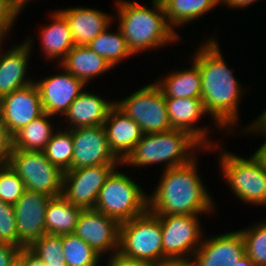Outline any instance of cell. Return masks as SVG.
Instances as JSON below:
<instances>
[{"label": "cell", "instance_id": "6da1fadb", "mask_svg": "<svg viewBox=\"0 0 266 266\" xmlns=\"http://www.w3.org/2000/svg\"><path fill=\"white\" fill-rule=\"evenodd\" d=\"M204 44L193 57V62L199 67L201 75V99L216 125L224 129L232 127L238 120L237 109L243 93L242 88L223 60L218 43L211 38Z\"/></svg>", "mask_w": 266, "mask_h": 266}, {"label": "cell", "instance_id": "7a4b0ae2", "mask_svg": "<svg viewBox=\"0 0 266 266\" xmlns=\"http://www.w3.org/2000/svg\"><path fill=\"white\" fill-rule=\"evenodd\" d=\"M196 158L190 163L164 169L159 185L148 196V210L156 216L199 215L212 211L213 202L203 185Z\"/></svg>", "mask_w": 266, "mask_h": 266}, {"label": "cell", "instance_id": "3957f363", "mask_svg": "<svg viewBox=\"0 0 266 266\" xmlns=\"http://www.w3.org/2000/svg\"><path fill=\"white\" fill-rule=\"evenodd\" d=\"M116 4L118 28L133 54L178 40L177 32L168 24L163 5L158 0H152L153 9L131 1L119 0Z\"/></svg>", "mask_w": 266, "mask_h": 266}, {"label": "cell", "instance_id": "277c9868", "mask_svg": "<svg viewBox=\"0 0 266 266\" xmlns=\"http://www.w3.org/2000/svg\"><path fill=\"white\" fill-rule=\"evenodd\" d=\"M196 147L203 148L194 137L182 130L144 134L121 164L146 166L167 162L165 169L178 167L196 158L193 153Z\"/></svg>", "mask_w": 266, "mask_h": 266}, {"label": "cell", "instance_id": "5b68a950", "mask_svg": "<svg viewBox=\"0 0 266 266\" xmlns=\"http://www.w3.org/2000/svg\"><path fill=\"white\" fill-rule=\"evenodd\" d=\"M94 210L122 223L148 210V195L132 178L114 169L100 189Z\"/></svg>", "mask_w": 266, "mask_h": 266}, {"label": "cell", "instance_id": "8992f818", "mask_svg": "<svg viewBox=\"0 0 266 266\" xmlns=\"http://www.w3.org/2000/svg\"><path fill=\"white\" fill-rule=\"evenodd\" d=\"M119 253L157 265L163 263L160 219L147 210L141 216L120 223Z\"/></svg>", "mask_w": 266, "mask_h": 266}, {"label": "cell", "instance_id": "52a82bcc", "mask_svg": "<svg viewBox=\"0 0 266 266\" xmlns=\"http://www.w3.org/2000/svg\"><path fill=\"white\" fill-rule=\"evenodd\" d=\"M25 185V189L52 198L62 196L64 172L53 165L43 151L12 149L8 163Z\"/></svg>", "mask_w": 266, "mask_h": 266}, {"label": "cell", "instance_id": "ba28073f", "mask_svg": "<svg viewBox=\"0 0 266 266\" xmlns=\"http://www.w3.org/2000/svg\"><path fill=\"white\" fill-rule=\"evenodd\" d=\"M221 172L240 200L266 205V168L252 155L245 159L230 152L220 155Z\"/></svg>", "mask_w": 266, "mask_h": 266}, {"label": "cell", "instance_id": "9c48e42d", "mask_svg": "<svg viewBox=\"0 0 266 266\" xmlns=\"http://www.w3.org/2000/svg\"><path fill=\"white\" fill-rule=\"evenodd\" d=\"M115 105L132 118L144 134L171 130L166 100L160 88L151 83L135 91Z\"/></svg>", "mask_w": 266, "mask_h": 266}, {"label": "cell", "instance_id": "30bf717a", "mask_svg": "<svg viewBox=\"0 0 266 266\" xmlns=\"http://www.w3.org/2000/svg\"><path fill=\"white\" fill-rule=\"evenodd\" d=\"M157 217L161 222L163 263L190 261L204 240L201 239L202 228L199 225L197 215H163Z\"/></svg>", "mask_w": 266, "mask_h": 266}, {"label": "cell", "instance_id": "8fae6325", "mask_svg": "<svg viewBox=\"0 0 266 266\" xmlns=\"http://www.w3.org/2000/svg\"><path fill=\"white\" fill-rule=\"evenodd\" d=\"M117 165H97L64 172L62 196L83 210L94 209L100 189Z\"/></svg>", "mask_w": 266, "mask_h": 266}, {"label": "cell", "instance_id": "7c38bea8", "mask_svg": "<svg viewBox=\"0 0 266 266\" xmlns=\"http://www.w3.org/2000/svg\"><path fill=\"white\" fill-rule=\"evenodd\" d=\"M72 132L74 154L69 170L83 167L121 164L109 147L104 125L74 128Z\"/></svg>", "mask_w": 266, "mask_h": 266}, {"label": "cell", "instance_id": "4fadbf2b", "mask_svg": "<svg viewBox=\"0 0 266 266\" xmlns=\"http://www.w3.org/2000/svg\"><path fill=\"white\" fill-rule=\"evenodd\" d=\"M52 197L35 191L25 190L13 204L18 247H29L35 240L46 234L45 215Z\"/></svg>", "mask_w": 266, "mask_h": 266}, {"label": "cell", "instance_id": "5bb4252c", "mask_svg": "<svg viewBox=\"0 0 266 266\" xmlns=\"http://www.w3.org/2000/svg\"><path fill=\"white\" fill-rule=\"evenodd\" d=\"M74 234L88 243L100 256L119 252L120 223L94 209L82 210Z\"/></svg>", "mask_w": 266, "mask_h": 266}, {"label": "cell", "instance_id": "9a60e30c", "mask_svg": "<svg viewBox=\"0 0 266 266\" xmlns=\"http://www.w3.org/2000/svg\"><path fill=\"white\" fill-rule=\"evenodd\" d=\"M43 113L40 93L34 82L0 99V118L12 137Z\"/></svg>", "mask_w": 266, "mask_h": 266}, {"label": "cell", "instance_id": "2e32d148", "mask_svg": "<svg viewBox=\"0 0 266 266\" xmlns=\"http://www.w3.org/2000/svg\"><path fill=\"white\" fill-rule=\"evenodd\" d=\"M64 71L34 82L40 93L43 110L51 116L58 113L64 115L86 86L83 81Z\"/></svg>", "mask_w": 266, "mask_h": 266}, {"label": "cell", "instance_id": "e0dca14e", "mask_svg": "<svg viewBox=\"0 0 266 266\" xmlns=\"http://www.w3.org/2000/svg\"><path fill=\"white\" fill-rule=\"evenodd\" d=\"M244 254V238L235 231L205 239L190 261L193 266H234Z\"/></svg>", "mask_w": 266, "mask_h": 266}, {"label": "cell", "instance_id": "ac0fdd59", "mask_svg": "<svg viewBox=\"0 0 266 266\" xmlns=\"http://www.w3.org/2000/svg\"><path fill=\"white\" fill-rule=\"evenodd\" d=\"M171 128L182 130L194 137L205 149L215 146L207 143L206 130L195 127L201 116L207 113L201 98H165ZM205 144V145H204Z\"/></svg>", "mask_w": 266, "mask_h": 266}, {"label": "cell", "instance_id": "d6986e66", "mask_svg": "<svg viewBox=\"0 0 266 266\" xmlns=\"http://www.w3.org/2000/svg\"><path fill=\"white\" fill-rule=\"evenodd\" d=\"M104 127L109 147L121 162L144 135L140 126L116 105L110 109Z\"/></svg>", "mask_w": 266, "mask_h": 266}, {"label": "cell", "instance_id": "ffe728a7", "mask_svg": "<svg viewBox=\"0 0 266 266\" xmlns=\"http://www.w3.org/2000/svg\"><path fill=\"white\" fill-rule=\"evenodd\" d=\"M31 44L32 40L29 38L23 44L0 55V99L34 82L25 79Z\"/></svg>", "mask_w": 266, "mask_h": 266}, {"label": "cell", "instance_id": "44dd1931", "mask_svg": "<svg viewBox=\"0 0 266 266\" xmlns=\"http://www.w3.org/2000/svg\"><path fill=\"white\" fill-rule=\"evenodd\" d=\"M66 18L75 45L87 46L97 35L109 28L110 15L89 8H68L59 10Z\"/></svg>", "mask_w": 266, "mask_h": 266}, {"label": "cell", "instance_id": "7402d4cb", "mask_svg": "<svg viewBox=\"0 0 266 266\" xmlns=\"http://www.w3.org/2000/svg\"><path fill=\"white\" fill-rule=\"evenodd\" d=\"M115 105L98 95L83 91L64 114L72 128L101 126L107 119L110 109Z\"/></svg>", "mask_w": 266, "mask_h": 266}, {"label": "cell", "instance_id": "603a6c76", "mask_svg": "<svg viewBox=\"0 0 266 266\" xmlns=\"http://www.w3.org/2000/svg\"><path fill=\"white\" fill-rule=\"evenodd\" d=\"M60 63L61 69L71 73L85 84L110 69L111 65L88 46L75 45Z\"/></svg>", "mask_w": 266, "mask_h": 266}, {"label": "cell", "instance_id": "cb8c5ba5", "mask_svg": "<svg viewBox=\"0 0 266 266\" xmlns=\"http://www.w3.org/2000/svg\"><path fill=\"white\" fill-rule=\"evenodd\" d=\"M51 16L52 23L40 31L42 51L47 58L62 62L75 44L66 18L58 10Z\"/></svg>", "mask_w": 266, "mask_h": 266}, {"label": "cell", "instance_id": "d4e9b609", "mask_svg": "<svg viewBox=\"0 0 266 266\" xmlns=\"http://www.w3.org/2000/svg\"><path fill=\"white\" fill-rule=\"evenodd\" d=\"M155 84L165 98H201L202 81L199 67L193 62L192 67L183 71H174Z\"/></svg>", "mask_w": 266, "mask_h": 266}, {"label": "cell", "instance_id": "484cf974", "mask_svg": "<svg viewBox=\"0 0 266 266\" xmlns=\"http://www.w3.org/2000/svg\"><path fill=\"white\" fill-rule=\"evenodd\" d=\"M82 210L69 203L63 196L52 198L46 209V233L55 235L74 233Z\"/></svg>", "mask_w": 266, "mask_h": 266}, {"label": "cell", "instance_id": "4316f807", "mask_svg": "<svg viewBox=\"0 0 266 266\" xmlns=\"http://www.w3.org/2000/svg\"><path fill=\"white\" fill-rule=\"evenodd\" d=\"M51 115L44 112L41 116L24 126L13 136V149L25 151H43L49 143L53 132L49 122Z\"/></svg>", "mask_w": 266, "mask_h": 266}, {"label": "cell", "instance_id": "83f0119b", "mask_svg": "<svg viewBox=\"0 0 266 266\" xmlns=\"http://www.w3.org/2000/svg\"><path fill=\"white\" fill-rule=\"evenodd\" d=\"M220 3V0H164L162 5L166 20L173 29L175 26L184 25L203 16Z\"/></svg>", "mask_w": 266, "mask_h": 266}, {"label": "cell", "instance_id": "f1b7e54d", "mask_svg": "<svg viewBox=\"0 0 266 266\" xmlns=\"http://www.w3.org/2000/svg\"><path fill=\"white\" fill-rule=\"evenodd\" d=\"M87 46L96 54L102 56L112 68L124 58L133 55L120 29L116 33H111L106 28Z\"/></svg>", "mask_w": 266, "mask_h": 266}, {"label": "cell", "instance_id": "f546056e", "mask_svg": "<svg viewBox=\"0 0 266 266\" xmlns=\"http://www.w3.org/2000/svg\"><path fill=\"white\" fill-rule=\"evenodd\" d=\"M63 255L67 266H98L101 256L74 233L62 235Z\"/></svg>", "mask_w": 266, "mask_h": 266}, {"label": "cell", "instance_id": "4dcf8cb0", "mask_svg": "<svg viewBox=\"0 0 266 266\" xmlns=\"http://www.w3.org/2000/svg\"><path fill=\"white\" fill-rule=\"evenodd\" d=\"M43 152L53 165L68 171L74 154L72 132L69 129L55 132Z\"/></svg>", "mask_w": 266, "mask_h": 266}, {"label": "cell", "instance_id": "1f68e13d", "mask_svg": "<svg viewBox=\"0 0 266 266\" xmlns=\"http://www.w3.org/2000/svg\"><path fill=\"white\" fill-rule=\"evenodd\" d=\"M46 266H67L63 255L62 235L41 236L28 247Z\"/></svg>", "mask_w": 266, "mask_h": 266}, {"label": "cell", "instance_id": "d6a6232c", "mask_svg": "<svg viewBox=\"0 0 266 266\" xmlns=\"http://www.w3.org/2000/svg\"><path fill=\"white\" fill-rule=\"evenodd\" d=\"M245 242V254L256 266H266V223L239 230Z\"/></svg>", "mask_w": 266, "mask_h": 266}, {"label": "cell", "instance_id": "836d02e7", "mask_svg": "<svg viewBox=\"0 0 266 266\" xmlns=\"http://www.w3.org/2000/svg\"><path fill=\"white\" fill-rule=\"evenodd\" d=\"M25 185L8 164L0 168V200L15 204L24 194Z\"/></svg>", "mask_w": 266, "mask_h": 266}, {"label": "cell", "instance_id": "e575fe53", "mask_svg": "<svg viewBox=\"0 0 266 266\" xmlns=\"http://www.w3.org/2000/svg\"><path fill=\"white\" fill-rule=\"evenodd\" d=\"M0 243L18 247L13 204L0 200Z\"/></svg>", "mask_w": 266, "mask_h": 266}, {"label": "cell", "instance_id": "d590c367", "mask_svg": "<svg viewBox=\"0 0 266 266\" xmlns=\"http://www.w3.org/2000/svg\"><path fill=\"white\" fill-rule=\"evenodd\" d=\"M16 18L17 14L11 9L9 3L0 2V42L9 32Z\"/></svg>", "mask_w": 266, "mask_h": 266}, {"label": "cell", "instance_id": "8d00e7d4", "mask_svg": "<svg viewBox=\"0 0 266 266\" xmlns=\"http://www.w3.org/2000/svg\"><path fill=\"white\" fill-rule=\"evenodd\" d=\"M13 149V137L8 132L7 127L0 118V162L5 165Z\"/></svg>", "mask_w": 266, "mask_h": 266}, {"label": "cell", "instance_id": "74e56055", "mask_svg": "<svg viewBox=\"0 0 266 266\" xmlns=\"http://www.w3.org/2000/svg\"><path fill=\"white\" fill-rule=\"evenodd\" d=\"M107 263V266H158L148 260H138L125 257L119 252L111 255Z\"/></svg>", "mask_w": 266, "mask_h": 266}, {"label": "cell", "instance_id": "f35d334b", "mask_svg": "<svg viewBox=\"0 0 266 266\" xmlns=\"http://www.w3.org/2000/svg\"><path fill=\"white\" fill-rule=\"evenodd\" d=\"M19 250V247L0 243V266H8L18 255Z\"/></svg>", "mask_w": 266, "mask_h": 266}, {"label": "cell", "instance_id": "ab89813d", "mask_svg": "<svg viewBox=\"0 0 266 266\" xmlns=\"http://www.w3.org/2000/svg\"><path fill=\"white\" fill-rule=\"evenodd\" d=\"M18 256L24 261V266H46L28 247L21 248Z\"/></svg>", "mask_w": 266, "mask_h": 266}, {"label": "cell", "instance_id": "60d3db41", "mask_svg": "<svg viewBox=\"0 0 266 266\" xmlns=\"http://www.w3.org/2000/svg\"><path fill=\"white\" fill-rule=\"evenodd\" d=\"M247 132H254V133H259L266 134V129L265 128H246ZM253 156L266 168V140L262 144V146L257 149V151L253 154Z\"/></svg>", "mask_w": 266, "mask_h": 266}, {"label": "cell", "instance_id": "b9f144b4", "mask_svg": "<svg viewBox=\"0 0 266 266\" xmlns=\"http://www.w3.org/2000/svg\"><path fill=\"white\" fill-rule=\"evenodd\" d=\"M258 0H223L222 4H226L228 7L234 8H245L253 2H257Z\"/></svg>", "mask_w": 266, "mask_h": 266}, {"label": "cell", "instance_id": "7bdbcfd3", "mask_svg": "<svg viewBox=\"0 0 266 266\" xmlns=\"http://www.w3.org/2000/svg\"><path fill=\"white\" fill-rule=\"evenodd\" d=\"M31 0H8L11 9L18 15L21 9Z\"/></svg>", "mask_w": 266, "mask_h": 266}, {"label": "cell", "instance_id": "ee69618b", "mask_svg": "<svg viewBox=\"0 0 266 266\" xmlns=\"http://www.w3.org/2000/svg\"><path fill=\"white\" fill-rule=\"evenodd\" d=\"M251 126L247 128H265L266 129V109L261 113V116L258 117Z\"/></svg>", "mask_w": 266, "mask_h": 266}, {"label": "cell", "instance_id": "f6af8a7d", "mask_svg": "<svg viewBox=\"0 0 266 266\" xmlns=\"http://www.w3.org/2000/svg\"><path fill=\"white\" fill-rule=\"evenodd\" d=\"M158 266H193L191 261H168Z\"/></svg>", "mask_w": 266, "mask_h": 266}, {"label": "cell", "instance_id": "bcb514c9", "mask_svg": "<svg viewBox=\"0 0 266 266\" xmlns=\"http://www.w3.org/2000/svg\"><path fill=\"white\" fill-rule=\"evenodd\" d=\"M234 266H256L251 259L244 254L237 262Z\"/></svg>", "mask_w": 266, "mask_h": 266}, {"label": "cell", "instance_id": "7dc6e473", "mask_svg": "<svg viewBox=\"0 0 266 266\" xmlns=\"http://www.w3.org/2000/svg\"><path fill=\"white\" fill-rule=\"evenodd\" d=\"M8 266H24V261L17 255Z\"/></svg>", "mask_w": 266, "mask_h": 266}, {"label": "cell", "instance_id": "c3c4849f", "mask_svg": "<svg viewBox=\"0 0 266 266\" xmlns=\"http://www.w3.org/2000/svg\"><path fill=\"white\" fill-rule=\"evenodd\" d=\"M0 2H8V0H0Z\"/></svg>", "mask_w": 266, "mask_h": 266}]
</instances>
